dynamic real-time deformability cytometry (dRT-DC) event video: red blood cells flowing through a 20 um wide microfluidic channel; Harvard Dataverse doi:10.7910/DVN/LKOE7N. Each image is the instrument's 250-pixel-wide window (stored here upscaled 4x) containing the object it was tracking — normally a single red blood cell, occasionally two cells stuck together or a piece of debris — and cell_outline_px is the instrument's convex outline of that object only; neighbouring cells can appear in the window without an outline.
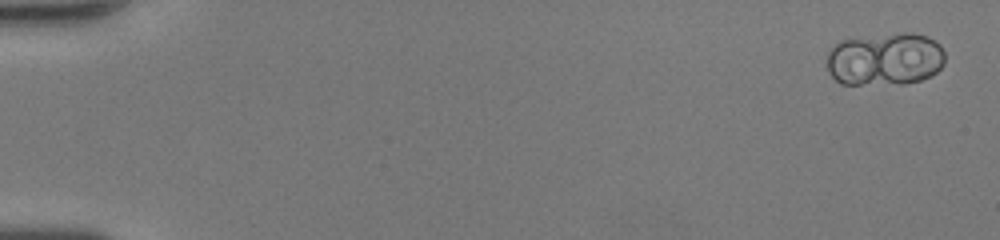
{"species": "human", "species_latin": "Homo sapiens", "temperature_condition": "room temperature", "stored_images_in_passage": 50, "camera_frame_rate_fps": 3000, "um_per_image_px": 0.085, "donor": {"sex": "female"}, "frame": {"image": 1, "passage_image": 2, "time_ms": 0.333, "image_size_px": [1000, 240], "cell_outline_px": [[944, 64], [936, 72], [920, 80], [904, 84], [840, 84], [832, 76], [828, 68], [828, 52], [840, 40], [904, 32], [912, 32], [928, 36], [940, 44], [944, 52]], "centroid_in_image_um": [75.25, 5.02], "position_along_channel_um": 9.7, "area_um2": 36.47}}
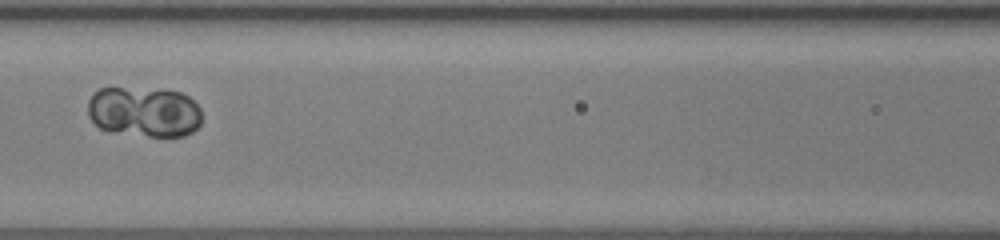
{"frame": {"image": 2, "passage_image": 25, "time_ms": 8.0, "image_size_px": [1000, 240], "cell_outline_px": [[200, 124], [192, 132], [184, 136], [148, 136], [100, 128], [88, 116], [88, 100], [92, 92], [100, 88], [120, 88], [180, 92], [188, 96], [200, 108]], "centroid_in_image_um": [12.24, 9.5], "position_along_channel_um": 154.4, "area_um2": 32.89}}
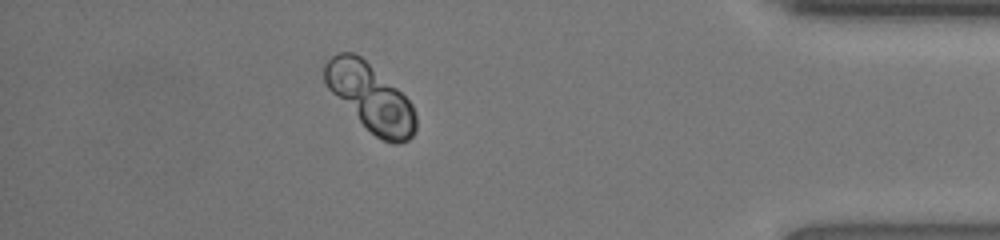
{"frame": {"image": 3, "passage_image": 45, "time_ms": 14.667, "image_size_px": [1000, 240], "cell_outline_px": [[416, 128], [412, 136], [408, 140], [400, 144], [396, 144], [384, 140], [376, 136], [328, 88], [324, 80], [324, 64], [332, 56], [340, 52], [352, 52], [360, 56], [396, 88], [412, 104], [416, 116]], "centroid_in_image_um": [31.5, 8.28], "position_along_channel_um": 403.7, "area_um2": 34.51}}